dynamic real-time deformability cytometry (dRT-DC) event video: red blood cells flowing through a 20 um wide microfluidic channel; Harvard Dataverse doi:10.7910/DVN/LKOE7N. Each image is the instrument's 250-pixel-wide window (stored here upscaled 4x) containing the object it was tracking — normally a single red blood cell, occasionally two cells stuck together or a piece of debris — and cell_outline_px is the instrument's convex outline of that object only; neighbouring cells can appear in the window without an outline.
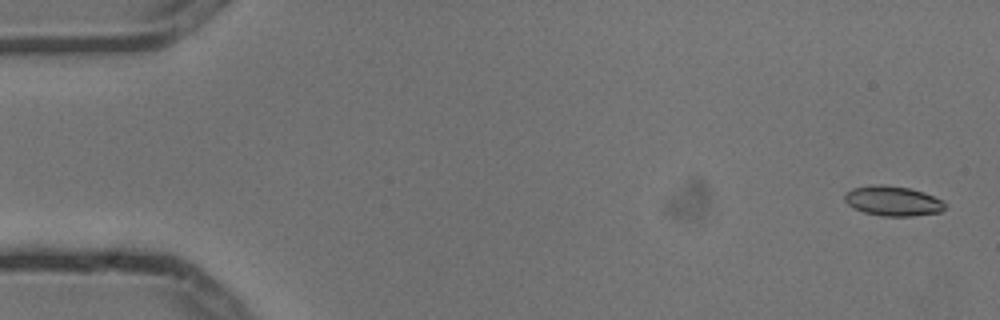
{"species": "common noctule bat (a hibernating species)", "species_latin": "Nyctalus noctula", "temperature_condition": "cold", "stored_images_in_passage": 5, "camera_frame_rate_fps": 3000, "um_per_image_px": 0.085, "animal": {"sex": "male", "body_mass_g": 13.3}, "frame": {"image": 1, "passage_image": 1, "time_ms": 0.0, "image_size_px": [1000, 320], "cell_outline_px": [[948, 204], [940, 212], [912, 216], [880, 216], [864, 212], [848, 204], [844, 200], [844, 192], [852, 188], [872, 184], [880, 184], [908, 188], [924, 192], [944, 200]], "centroid_in_image_um": [75.9, 17.07], "position_along_channel_um": 9.1, "area_um2": 17.63}}
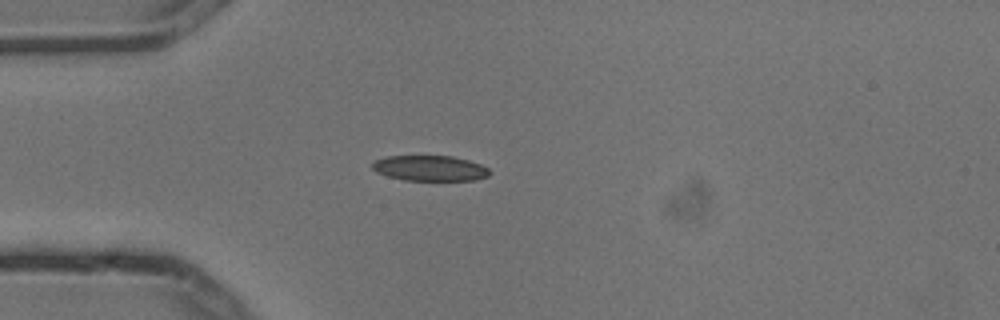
{"frame": {"image": 2, "passage_image": 4, "time_ms": 1.0, "image_size_px": [1000, 320], "cell_outline_px": [[492, 172], [488, 176], [472, 180], [404, 180], [388, 176], [376, 172], [372, 168], [372, 164], [376, 160], [388, 156], [452, 156], [468, 160], [480, 164], [488, 168]], "centroid_in_image_um": [36.55, 14.3], "position_along_channel_um": 48.4, "area_um2": 17.28}}